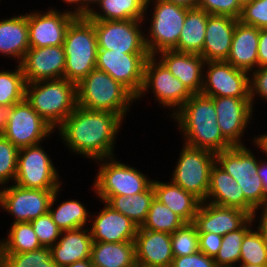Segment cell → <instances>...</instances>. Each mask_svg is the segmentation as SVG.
I'll list each match as a JSON object with an SVG mask.
<instances>
[{
    "instance_id": "obj_1",
    "label": "cell",
    "mask_w": 267,
    "mask_h": 267,
    "mask_svg": "<svg viewBox=\"0 0 267 267\" xmlns=\"http://www.w3.org/2000/svg\"><path fill=\"white\" fill-rule=\"evenodd\" d=\"M122 118L111 112L77 106L57 128L73 152L97 161L113 157L114 140Z\"/></svg>"
},
{
    "instance_id": "obj_2",
    "label": "cell",
    "mask_w": 267,
    "mask_h": 267,
    "mask_svg": "<svg viewBox=\"0 0 267 267\" xmlns=\"http://www.w3.org/2000/svg\"><path fill=\"white\" fill-rule=\"evenodd\" d=\"M172 116L179 124L177 127L185 135L184 144L208 150L214 154L233 147L219 128L211 97L202 93L192 94Z\"/></svg>"
},
{
    "instance_id": "obj_3",
    "label": "cell",
    "mask_w": 267,
    "mask_h": 267,
    "mask_svg": "<svg viewBox=\"0 0 267 267\" xmlns=\"http://www.w3.org/2000/svg\"><path fill=\"white\" fill-rule=\"evenodd\" d=\"M25 99L56 129L78 106L77 84L65 78L26 83Z\"/></svg>"
},
{
    "instance_id": "obj_4",
    "label": "cell",
    "mask_w": 267,
    "mask_h": 267,
    "mask_svg": "<svg viewBox=\"0 0 267 267\" xmlns=\"http://www.w3.org/2000/svg\"><path fill=\"white\" fill-rule=\"evenodd\" d=\"M136 97L108 73L92 70L77 84V105L84 109L115 113L122 119Z\"/></svg>"
},
{
    "instance_id": "obj_5",
    "label": "cell",
    "mask_w": 267,
    "mask_h": 267,
    "mask_svg": "<svg viewBox=\"0 0 267 267\" xmlns=\"http://www.w3.org/2000/svg\"><path fill=\"white\" fill-rule=\"evenodd\" d=\"M63 48L66 56L64 78L78 84L96 69L98 46L93 20L76 17L67 29Z\"/></svg>"
},
{
    "instance_id": "obj_6",
    "label": "cell",
    "mask_w": 267,
    "mask_h": 267,
    "mask_svg": "<svg viewBox=\"0 0 267 267\" xmlns=\"http://www.w3.org/2000/svg\"><path fill=\"white\" fill-rule=\"evenodd\" d=\"M109 159V162H108ZM101 166L94 181L95 194L105 202L116 195L130 196L146 191L151 185L149 180L139 170L120 163L113 157L98 159Z\"/></svg>"
},
{
    "instance_id": "obj_7",
    "label": "cell",
    "mask_w": 267,
    "mask_h": 267,
    "mask_svg": "<svg viewBox=\"0 0 267 267\" xmlns=\"http://www.w3.org/2000/svg\"><path fill=\"white\" fill-rule=\"evenodd\" d=\"M215 162L214 153L184 144L171 181L205 202Z\"/></svg>"
},
{
    "instance_id": "obj_8",
    "label": "cell",
    "mask_w": 267,
    "mask_h": 267,
    "mask_svg": "<svg viewBox=\"0 0 267 267\" xmlns=\"http://www.w3.org/2000/svg\"><path fill=\"white\" fill-rule=\"evenodd\" d=\"M189 9L168 1L155 0L149 38H145V46L150 56L176 48Z\"/></svg>"
},
{
    "instance_id": "obj_9",
    "label": "cell",
    "mask_w": 267,
    "mask_h": 267,
    "mask_svg": "<svg viewBox=\"0 0 267 267\" xmlns=\"http://www.w3.org/2000/svg\"><path fill=\"white\" fill-rule=\"evenodd\" d=\"M51 158L41 145L20 148L14 184L27 189L57 190L61 185Z\"/></svg>"
},
{
    "instance_id": "obj_10",
    "label": "cell",
    "mask_w": 267,
    "mask_h": 267,
    "mask_svg": "<svg viewBox=\"0 0 267 267\" xmlns=\"http://www.w3.org/2000/svg\"><path fill=\"white\" fill-rule=\"evenodd\" d=\"M53 130L24 99L8 109L6 127L1 134L20 149L40 144Z\"/></svg>"
},
{
    "instance_id": "obj_11",
    "label": "cell",
    "mask_w": 267,
    "mask_h": 267,
    "mask_svg": "<svg viewBox=\"0 0 267 267\" xmlns=\"http://www.w3.org/2000/svg\"><path fill=\"white\" fill-rule=\"evenodd\" d=\"M144 20H93L98 49L126 54H148L145 35L140 30Z\"/></svg>"
},
{
    "instance_id": "obj_12",
    "label": "cell",
    "mask_w": 267,
    "mask_h": 267,
    "mask_svg": "<svg viewBox=\"0 0 267 267\" xmlns=\"http://www.w3.org/2000/svg\"><path fill=\"white\" fill-rule=\"evenodd\" d=\"M156 59L155 56H149L146 61L143 85L136 100L140 99V96L142 97L145 92L149 91L148 88L152 87L150 89H153L152 93L154 92V97L157 98L158 103L164 107L174 108L172 111L174 114V111L177 112L192 96V93L178 78L171 74L161 61Z\"/></svg>"
},
{
    "instance_id": "obj_13",
    "label": "cell",
    "mask_w": 267,
    "mask_h": 267,
    "mask_svg": "<svg viewBox=\"0 0 267 267\" xmlns=\"http://www.w3.org/2000/svg\"><path fill=\"white\" fill-rule=\"evenodd\" d=\"M149 56L98 49L96 69L108 73L137 97L143 85L145 64Z\"/></svg>"
},
{
    "instance_id": "obj_14",
    "label": "cell",
    "mask_w": 267,
    "mask_h": 267,
    "mask_svg": "<svg viewBox=\"0 0 267 267\" xmlns=\"http://www.w3.org/2000/svg\"><path fill=\"white\" fill-rule=\"evenodd\" d=\"M204 65L208 70L203 76L202 94L209 97L250 98L249 72L235 68L226 61H205Z\"/></svg>"
},
{
    "instance_id": "obj_15",
    "label": "cell",
    "mask_w": 267,
    "mask_h": 267,
    "mask_svg": "<svg viewBox=\"0 0 267 267\" xmlns=\"http://www.w3.org/2000/svg\"><path fill=\"white\" fill-rule=\"evenodd\" d=\"M55 190L27 189L16 184L0 190V207L16 218L30 222L48 212Z\"/></svg>"
},
{
    "instance_id": "obj_16",
    "label": "cell",
    "mask_w": 267,
    "mask_h": 267,
    "mask_svg": "<svg viewBox=\"0 0 267 267\" xmlns=\"http://www.w3.org/2000/svg\"><path fill=\"white\" fill-rule=\"evenodd\" d=\"M76 18L71 11L28 13V36L30 48L63 45L67 29Z\"/></svg>"
},
{
    "instance_id": "obj_17",
    "label": "cell",
    "mask_w": 267,
    "mask_h": 267,
    "mask_svg": "<svg viewBox=\"0 0 267 267\" xmlns=\"http://www.w3.org/2000/svg\"><path fill=\"white\" fill-rule=\"evenodd\" d=\"M217 115V123L223 136L233 146H244L240 138L251 120L253 107L250 98L211 97Z\"/></svg>"
},
{
    "instance_id": "obj_18",
    "label": "cell",
    "mask_w": 267,
    "mask_h": 267,
    "mask_svg": "<svg viewBox=\"0 0 267 267\" xmlns=\"http://www.w3.org/2000/svg\"><path fill=\"white\" fill-rule=\"evenodd\" d=\"M63 45L30 48L20 63L26 83L64 78Z\"/></svg>"
},
{
    "instance_id": "obj_19",
    "label": "cell",
    "mask_w": 267,
    "mask_h": 267,
    "mask_svg": "<svg viewBox=\"0 0 267 267\" xmlns=\"http://www.w3.org/2000/svg\"><path fill=\"white\" fill-rule=\"evenodd\" d=\"M251 215L239 208L223 207L209 202H201L194 224L198 233H215L224 236L240 229Z\"/></svg>"
},
{
    "instance_id": "obj_20",
    "label": "cell",
    "mask_w": 267,
    "mask_h": 267,
    "mask_svg": "<svg viewBox=\"0 0 267 267\" xmlns=\"http://www.w3.org/2000/svg\"><path fill=\"white\" fill-rule=\"evenodd\" d=\"M134 243L136 264L171 267L174 256L170 233L138 229Z\"/></svg>"
},
{
    "instance_id": "obj_21",
    "label": "cell",
    "mask_w": 267,
    "mask_h": 267,
    "mask_svg": "<svg viewBox=\"0 0 267 267\" xmlns=\"http://www.w3.org/2000/svg\"><path fill=\"white\" fill-rule=\"evenodd\" d=\"M210 198V201H209ZM207 201L223 207H235L254 215L257 209L245 198L237 181L216 162L210 172Z\"/></svg>"
},
{
    "instance_id": "obj_22",
    "label": "cell",
    "mask_w": 267,
    "mask_h": 267,
    "mask_svg": "<svg viewBox=\"0 0 267 267\" xmlns=\"http://www.w3.org/2000/svg\"><path fill=\"white\" fill-rule=\"evenodd\" d=\"M103 203L105 207L92 222V228H89L92 241L112 243L134 241L138 226L122 213Z\"/></svg>"
},
{
    "instance_id": "obj_23",
    "label": "cell",
    "mask_w": 267,
    "mask_h": 267,
    "mask_svg": "<svg viewBox=\"0 0 267 267\" xmlns=\"http://www.w3.org/2000/svg\"><path fill=\"white\" fill-rule=\"evenodd\" d=\"M238 21V19L227 15L209 14L203 50L200 53L205 61L227 60Z\"/></svg>"
},
{
    "instance_id": "obj_24",
    "label": "cell",
    "mask_w": 267,
    "mask_h": 267,
    "mask_svg": "<svg viewBox=\"0 0 267 267\" xmlns=\"http://www.w3.org/2000/svg\"><path fill=\"white\" fill-rule=\"evenodd\" d=\"M159 59L192 93H201L205 60L200 54L178 52L175 50L162 51Z\"/></svg>"
},
{
    "instance_id": "obj_25",
    "label": "cell",
    "mask_w": 267,
    "mask_h": 267,
    "mask_svg": "<svg viewBox=\"0 0 267 267\" xmlns=\"http://www.w3.org/2000/svg\"><path fill=\"white\" fill-rule=\"evenodd\" d=\"M59 242L50 247L57 267H66L76 261L90 259L92 237L88 228L62 231Z\"/></svg>"
},
{
    "instance_id": "obj_26",
    "label": "cell",
    "mask_w": 267,
    "mask_h": 267,
    "mask_svg": "<svg viewBox=\"0 0 267 267\" xmlns=\"http://www.w3.org/2000/svg\"><path fill=\"white\" fill-rule=\"evenodd\" d=\"M259 29L238 21L235 26L231 51L226 62L250 72L258 68Z\"/></svg>"
},
{
    "instance_id": "obj_27",
    "label": "cell",
    "mask_w": 267,
    "mask_h": 267,
    "mask_svg": "<svg viewBox=\"0 0 267 267\" xmlns=\"http://www.w3.org/2000/svg\"><path fill=\"white\" fill-rule=\"evenodd\" d=\"M155 198L179 215L186 223H193L201 201L170 181H152Z\"/></svg>"
},
{
    "instance_id": "obj_28",
    "label": "cell",
    "mask_w": 267,
    "mask_h": 267,
    "mask_svg": "<svg viewBox=\"0 0 267 267\" xmlns=\"http://www.w3.org/2000/svg\"><path fill=\"white\" fill-rule=\"evenodd\" d=\"M30 49L28 14L0 21V54L19 59L20 64Z\"/></svg>"
},
{
    "instance_id": "obj_29",
    "label": "cell",
    "mask_w": 267,
    "mask_h": 267,
    "mask_svg": "<svg viewBox=\"0 0 267 267\" xmlns=\"http://www.w3.org/2000/svg\"><path fill=\"white\" fill-rule=\"evenodd\" d=\"M90 259L94 267H135V243L93 242Z\"/></svg>"
},
{
    "instance_id": "obj_30",
    "label": "cell",
    "mask_w": 267,
    "mask_h": 267,
    "mask_svg": "<svg viewBox=\"0 0 267 267\" xmlns=\"http://www.w3.org/2000/svg\"><path fill=\"white\" fill-rule=\"evenodd\" d=\"M216 163L236 181L250 180L257 175L258 160L245 146H233L215 154Z\"/></svg>"
},
{
    "instance_id": "obj_31",
    "label": "cell",
    "mask_w": 267,
    "mask_h": 267,
    "mask_svg": "<svg viewBox=\"0 0 267 267\" xmlns=\"http://www.w3.org/2000/svg\"><path fill=\"white\" fill-rule=\"evenodd\" d=\"M209 14L199 8H190L175 51L200 54L203 50L206 24Z\"/></svg>"
},
{
    "instance_id": "obj_32",
    "label": "cell",
    "mask_w": 267,
    "mask_h": 267,
    "mask_svg": "<svg viewBox=\"0 0 267 267\" xmlns=\"http://www.w3.org/2000/svg\"><path fill=\"white\" fill-rule=\"evenodd\" d=\"M151 0H100L101 13L93 8L87 16L90 20H143Z\"/></svg>"
},
{
    "instance_id": "obj_33",
    "label": "cell",
    "mask_w": 267,
    "mask_h": 267,
    "mask_svg": "<svg viewBox=\"0 0 267 267\" xmlns=\"http://www.w3.org/2000/svg\"><path fill=\"white\" fill-rule=\"evenodd\" d=\"M155 198L154 188L151 185L146 191L130 196L116 195L109 197L105 203L115 211L122 213L141 227L147 218L151 202Z\"/></svg>"
},
{
    "instance_id": "obj_34",
    "label": "cell",
    "mask_w": 267,
    "mask_h": 267,
    "mask_svg": "<svg viewBox=\"0 0 267 267\" xmlns=\"http://www.w3.org/2000/svg\"><path fill=\"white\" fill-rule=\"evenodd\" d=\"M58 191H60V189L55 190L48 210L52 221L61 229V231L84 228L86 222L89 221L87 220L89 212H87L81 202H78L77 200H69L62 202L58 205L57 209H51L58 197Z\"/></svg>"
},
{
    "instance_id": "obj_35",
    "label": "cell",
    "mask_w": 267,
    "mask_h": 267,
    "mask_svg": "<svg viewBox=\"0 0 267 267\" xmlns=\"http://www.w3.org/2000/svg\"><path fill=\"white\" fill-rule=\"evenodd\" d=\"M12 224L8 238L0 241V253H24L43 247L30 222Z\"/></svg>"
},
{
    "instance_id": "obj_36",
    "label": "cell",
    "mask_w": 267,
    "mask_h": 267,
    "mask_svg": "<svg viewBox=\"0 0 267 267\" xmlns=\"http://www.w3.org/2000/svg\"><path fill=\"white\" fill-rule=\"evenodd\" d=\"M255 217L256 214L252 215L240 229L223 236L221 247L213 258L217 267H235L234 264L239 263L243 238L251 229L250 224L255 221Z\"/></svg>"
},
{
    "instance_id": "obj_37",
    "label": "cell",
    "mask_w": 267,
    "mask_h": 267,
    "mask_svg": "<svg viewBox=\"0 0 267 267\" xmlns=\"http://www.w3.org/2000/svg\"><path fill=\"white\" fill-rule=\"evenodd\" d=\"M186 222L156 198L153 199L147 218L138 229L173 233Z\"/></svg>"
},
{
    "instance_id": "obj_38",
    "label": "cell",
    "mask_w": 267,
    "mask_h": 267,
    "mask_svg": "<svg viewBox=\"0 0 267 267\" xmlns=\"http://www.w3.org/2000/svg\"><path fill=\"white\" fill-rule=\"evenodd\" d=\"M26 81L20 64L15 71H0V105L10 108L25 99Z\"/></svg>"
},
{
    "instance_id": "obj_39",
    "label": "cell",
    "mask_w": 267,
    "mask_h": 267,
    "mask_svg": "<svg viewBox=\"0 0 267 267\" xmlns=\"http://www.w3.org/2000/svg\"><path fill=\"white\" fill-rule=\"evenodd\" d=\"M2 267H57L49 247L24 253H0Z\"/></svg>"
},
{
    "instance_id": "obj_40",
    "label": "cell",
    "mask_w": 267,
    "mask_h": 267,
    "mask_svg": "<svg viewBox=\"0 0 267 267\" xmlns=\"http://www.w3.org/2000/svg\"><path fill=\"white\" fill-rule=\"evenodd\" d=\"M240 263L267 266V246L257 230H249L243 238Z\"/></svg>"
},
{
    "instance_id": "obj_41",
    "label": "cell",
    "mask_w": 267,
    "mask_h": 267,
    "mask_svg": "<svg viewBox=\"0 0 267 267\" xmlns=\"http://www.w3.org/2000/svg\"><path fill=\"white\" fill-rule=\"evenodd\" d=\"M171 247L174 257L188 256L199 251V236L196 225L185 223L171 233Z\"/></svg>"
},
{
    "instance_id": "obj_42",
    "label": "cell",
    "mask_w": 267,
    "mask_h": 267,
    "mask_svg": "<svg viewBox=\"0 0 267 267\" xmlns=\"http://www.w3.org/2000/svg\"><path fill=\"white\" fill-rule=\"evenodd\" d=\"M19 149L0 134V187L14 181L17 174Z\"/></svg>"
},
{
    "instance_id": "obj_43",
    "label": "cell",
    "mask_w": 267,
    "mask_h": 267,
    "mask_svg": "<svg viewBox=\"0 0 267 267\" xmlns=\"http://www.w3.org/2000/svg\"><path fill=\"white\" fill-rule=\"evenodd\" d=\"M33 226L34 232L43 247L53 246L62 233L61 229L52 221V218L47 212L40 217L30 221Z\"/></svg>"
},
{
    "instance_id": "obj_44",
    "label": "cell",
    "mask_w": 267,
    "mask_h": 267,
    "mask_svg": "<svg viewBox=\"0 0 267 267\" xmlns=\"http://www.w3.org/2000/svg\"><path fill=\"white\" fill-rule=\"evenodd\" d=\"M238 20L258 29H267V0H252L245 4Z\"/></svg>"
},
{
    "instance_id": "obj_45",
    "label": "cell",
    "mask_w": 267,
    "mask_h": 267,
    "mask_svg": "<svg viewBox=\"0 0 267 267\" xmlns=\"http://www.w3.org/2000/svg\"><path fill=\"white\" fill-rule=\"evenodd\" d=\"M197 8L212 15H227L239 19L242 6L237 0H198Z\"/></svg>"
},
{
    "instance_id": "obj_46",
    "label": "cell",
    "mask_w": 267,
    "mask_h": 267,
    "mask_svg": "<svg viewBox=\"0 0 267 267\" xmlns=\"http://www.w3.org/2000/svg\"><path fill=\"white\" fill-rule=\"evenodd\" d=\"M245 198L257 209L265 208L264 187L259 175L251 176L250 180L237 181ZM261 207V208H260Z\"/></svg>"
},
{
    "instance_id": "obj_47",
    "label": "cell",
    "mask_w": 267,
    "mask_h": 267,
    "mask_svg": "<svg viewBox=\"0 0 267 267\" xmlns=\"http://www.w3.org/2000/svg\"><path fill=\"white\" fill-rule=\"evenodd\" d=\"M171 267H217L212 257L201 251L182 257H174Z\"/></svg>"
},
{
    "instance_id": "obj_48",
    "label": "cell",
    "mask_w": 267,
    "mask_h": 267,
    "mask_svg": "<svg viewBox=\"0 0 267 267\" xmlns=\"http://www.w3.org/2000/svg\"><path fill=\"white\" fill-rule=\"evenodd\" d=\"M250 77V100L253 106V99L256 94L267 101V66L254 69Z\"/></svg>"
},
{
    "instance_id": "obj_49",
    "label": "cell",
    "mask_w": 267,
    "mask_h": 267,
    "mask_svg": "<svg viewBox=\"0 0 267 267\" xmlns=\"http://www.w3.org/2000/svg\"><path fill=\"white\" fill-rule=\"evenodd\" d=\"M199 251L205 255L214 258L221 247L223 236L215 233H198Z\"/></svg>"
},
{
    "instance_id": "obj_50",
    "label": "cell",
    "mask_w": 267,
    "mask_h": 267,
    "mask_svg": "<svg viewBox=\"0 0 267 267\" xmlns=\"http://www.w3.org/2000/svg\"><path fill=\"white\" fill-rule=\"evenodd\" d=\"M267 66V29H259L258 68Z\"/></svg>"
},
{
    "instance_id": "obj_51",
    "label": "cell",
    "mask_w": 267,
    "mask_h": 267,
    "mask_svg": "<svg viewBox=\"0 0 267 267\" xmlns=\"http://www.w3.org/2000/svg\"><path fill=\"white\" fill-rule=\"evenodd\" d=\"M257 174L261 178L263 187H264V195H265V207H267V163L259 162Z\"/></svg>"
},
{
    "instance_id": "obj_52",
    "label": "cell",
    "mask_w": 267,
    "mask_h": 267,
    "mask_svg": "<svg viewBox=\"0 0 267 267\" xmlns=\"http://www.w3.org/2000/svg\"><path fill=\"white\" fill-rule=\"evenodd\" d=\"M261 217L259 220V225L257 227V230L261 234L266 246H267V207L262 208Z\"/></svg>"
},
{
    "instance_id": "obj_53",
    "label": "cell",
    "mask_w": 267,
    "mask_h": 267,
    "mask_svg": "<svg viewBox=\"0 0 267 267\" xmlns=\"http://www.w3.org/2000/svg\"><path fill=\"white\" fill-rule=\"evenodd\" d=\"M63 1L71 5L76 3L75 11H71V14H73L76 17H83V0H63Z\"/></svg>"
},
{
    "instance_id": "obj_54",
    "label": "cell",
    "mask_w": 267,
    "mask_h": 267,
    "mask_svg": "<svg viewBox=\"0 0 267 267\" xmlns=\"http://www.w3.org/2000/svg\"><path fill=\"white\" fill-rule=\"evenodd\" d=\"M253 143L258 145L257 147H259L260 150H262V152L264 151L267 156V133L260 135L258 137H255Z\"/></svg>"
},
{
    "instance_id": "obj_55",
    "label": "cell",
    "mask_w": 267,
    "mask_h": 267,
    "mask_svg": "<svg viewBox=\"0 0 267 267\" xmlns=\"http://www.w3.org/2000/svg\"><path fill=\"white\" fill-rule=\"evenodd\" d=\"M8 109H9L8 107L0 105V134L6 127Z\"/></svg>"
},
{
    "instance_id": "obj_56",
    "label": "cell",
    "mask_w": 267,
    "mask_h": 267,
    "mask_svg": "<svg viewBox=\"0 0 267 267\" xmlns=\"http://www.w3.org/2000/svg\"><path fill=\"white\" fill-rule=\"evenodd\" d=\"M174 4H179L187 8H197L198 0H164Z\"/></svg>"
},
{
    "instance_id": "obj_57",
    "label": "cell",
    "mask_w": 267,
    "mask_h": 267,
    "mask_svg": "<svg viewBox=\"0 0 267 267\" xmlns=\"http://www.w3.org/2000/svg\"><path fill=\"white\" fill-rule=\"evenodd\" d=\"M100 0H83V17H87L90 14L92 8L89 6L92 3L97 4Z\"/></svg>"
},
{
    "instance_id": "obj_58",
    "label": "cell",
    "mask_w": 267,
    "mask_h": 267,
    "mask_svg": "<svg viewBox=\"0 0 267 267\" xmlns=\"http://www.w3.org/2000/svg\"><path fill=\"white\" fill-rule=\"evenodd\" d=\"M66 267H94L91 259H84V260H80V261H76L73 264H70Z\"/></svg>"
},
{
    "instance_id": "obj_59",
    "label": "cell",
    "mask_w": 267,
    "mask_h": 267,
    "mask_svg": "<svg viewBox=\"0 0 267 267\" xmlns=\"http://www.w3.org/2000/svg\"><path fill=\"white\" fill-rule=\"evenodd\" d=\"M239 267H267V266H260V265L241 263Z\"/></svg>"
},
{
    "instance_id": "obj_60",
    "label": "cell",
    "mask_w": 267,
    "mask_h": 267,
    "mask_svg": "<svg viewBox=\"0 0 267 267\" xmlns=\"http://www.w3.org/2000/svg\"><path fill=\"white\" fill-rule=\"evenodd\" d=\"M238 3L243 7L245 4H248L249 2H251L252 0H237Z\"/></svg>"
},
{
    "instance_id": "obj_61",
    "label": "cell",
    "mask_w": 267,
    "mask_h": 267,
    "mask_svg": "<svg viewBox=\"0 0 267 267\" xmlns=\"http://www.w3.org/2000/svg\"><path fill=\"white\" fill-rule=\"evenodd\" d=\"M135 267H151V266H145V265L136 264Z\"/></svg>"
}]
</instances>
